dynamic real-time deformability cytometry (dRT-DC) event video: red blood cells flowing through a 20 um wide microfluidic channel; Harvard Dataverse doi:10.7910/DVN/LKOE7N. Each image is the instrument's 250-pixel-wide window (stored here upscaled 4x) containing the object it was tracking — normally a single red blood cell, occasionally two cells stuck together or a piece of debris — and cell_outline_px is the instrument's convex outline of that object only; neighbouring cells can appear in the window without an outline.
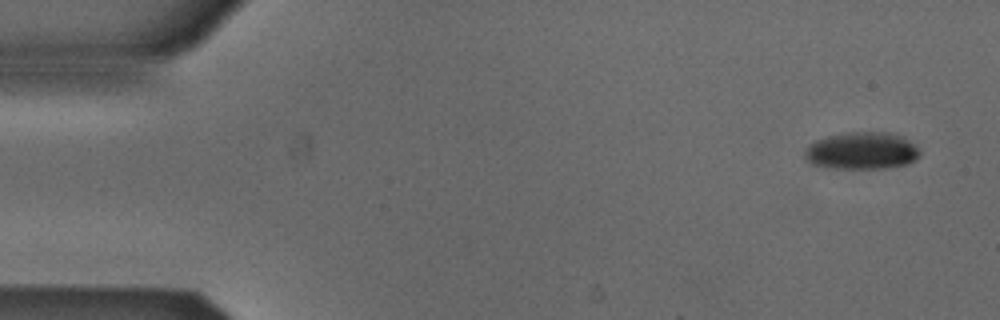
{"species": "Egyptian fruit bat (a non-hibernating species)", "species_latin": "Rousettus aegyptiacus", "temperature_condition": "cold", "stored_images_in_passage": 4, "camera_frame_rate_fps": 3000, "um_per_image_px": 0.085, "animal": {"sex": "male"}, "frame": {"image": 1, "passage_image": 1, "time_ms": 0.0, "image_size_px": [1000, 320], "cell_outline_px": [[920, 156], [916, 160], [908, 164], [884, 168], [828, 168], [812, 164], [804, 160], [804, 152], [816, 140], [828, 136], [856, 132], [880, 132], [904, 136], [920, 152]], "centroid_in_image_um": [73.25, 12.84], "position_along_channel_um": 11.8, "area_um2": 24.74}}
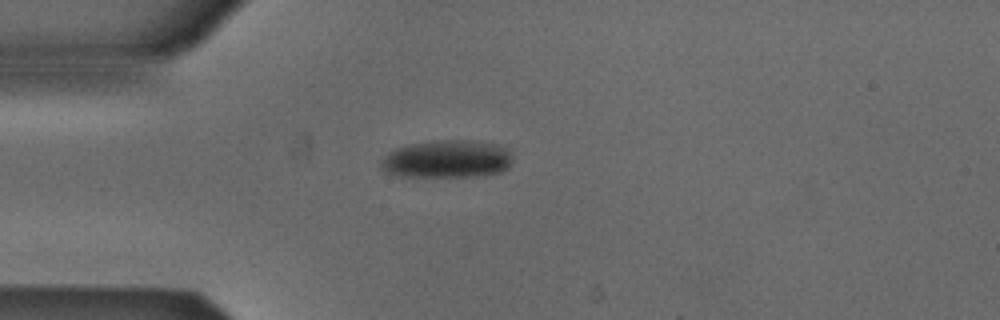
{"frame": {"image": 2, "passage_image": 4, "time_ms": 1.0, "image_size_px": [1000, 320], "cell_outline_px": [[512, 160], [508, 168], [500, 172], [484, 176], [400, 176], [384, 172], [380, 168], [380, 160], [388, 152], [396, 148], [412, 144], [436, 140], [468, 140], [496, 144], [508, 148], [512, 156]], "centroid_in_image_um": [38.0, 13.52], "position_along_channel_um": 47.0, "area_um2": 29.19}}